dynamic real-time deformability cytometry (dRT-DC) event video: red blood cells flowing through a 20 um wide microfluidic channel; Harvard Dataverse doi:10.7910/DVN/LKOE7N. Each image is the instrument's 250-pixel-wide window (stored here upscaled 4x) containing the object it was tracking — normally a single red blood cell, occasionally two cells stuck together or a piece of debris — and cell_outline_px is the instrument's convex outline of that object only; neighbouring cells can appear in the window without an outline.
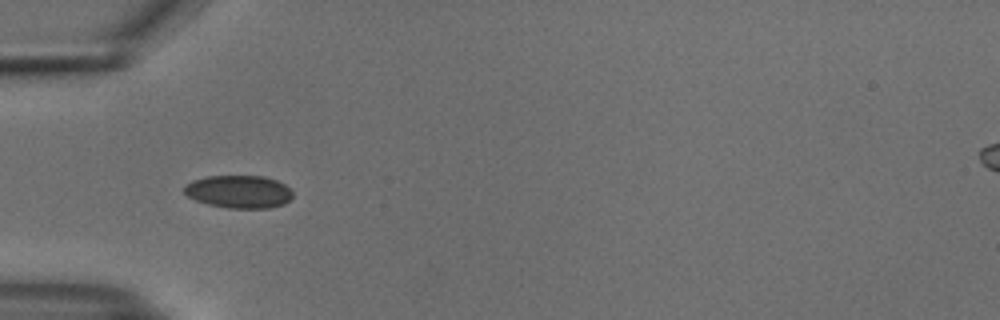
{"species": "common noctule bat (a hibernating species)", "species_latin": "Nyctalus noctula", "temperature_condition": "cold", "stored_images_in_passage": 16, "camera_frame_rate_fps": 3000, "um_per_image_px": 0.085, "animal": {"sex": "male", "body_mass_g": 18.8}, "frame": {"image": 1, "passage_image": 3, "time_ms": 0.667, "image_size_px": [1000, 320], "cell_outline_px": [[292, 196], [284, 204], [268, 208], [228, 208], [208, 204], [196, 200], [188, 196], [184, 192], [184, 184], [192, 180], [208, 176], [264, 176], [276, 180], [284, 184], [292, 192]], "centroid_in_image_um": [20.28, 16.29], "position_along_channel_um": 64.7, "area_um2": 20.69}}
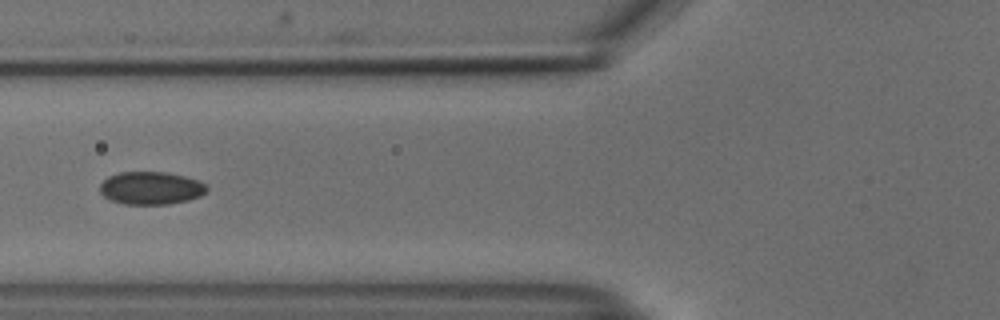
{"frame": {"image": 2, "passage_image": 7, "time_ms": 2.0, "image_size_px": [1000, 320], "cell_outline_px": [[208, 192], [200, 196], [188, 200], [168, 204], [124, 204], [112, 200], [104, 196], [100, 192], [100, 184], [108, 176], [120, 172], [164, 172], [184, 176], [196, 180], [204, 184], [208, 188]], "centroid_in_image_um": [12.83, 15.99], "position_along_channel_um": 113.0, "area_um2": 20.35}}
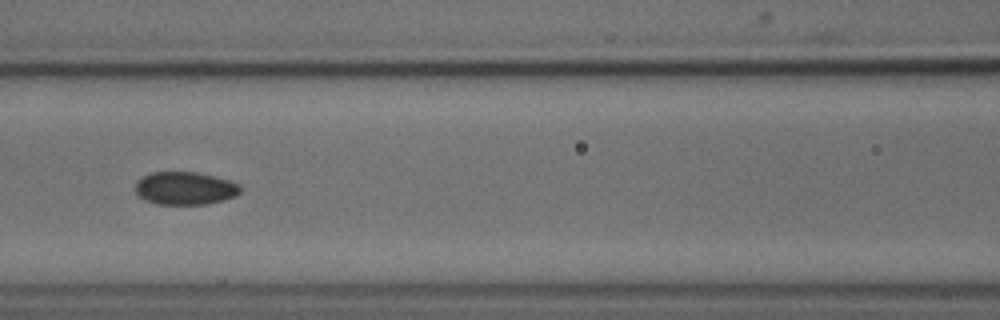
{"frame": {"image": 3, "passage_image": 10, "time_ms": 3.0, "image_size_px": [1000, 320], "cell_outline_px": [[240, 192], [236, 196], [224, 200], [208, 204], [156, 204], [144, 200], [136, 196], [136, 180], [152, 172], [196, 172], [216, 176], [240, 184]], "centroid_in_image_um": [15.72, 16.01], "position_along_channel_um": 150.9, "area_um2": 20.35}}